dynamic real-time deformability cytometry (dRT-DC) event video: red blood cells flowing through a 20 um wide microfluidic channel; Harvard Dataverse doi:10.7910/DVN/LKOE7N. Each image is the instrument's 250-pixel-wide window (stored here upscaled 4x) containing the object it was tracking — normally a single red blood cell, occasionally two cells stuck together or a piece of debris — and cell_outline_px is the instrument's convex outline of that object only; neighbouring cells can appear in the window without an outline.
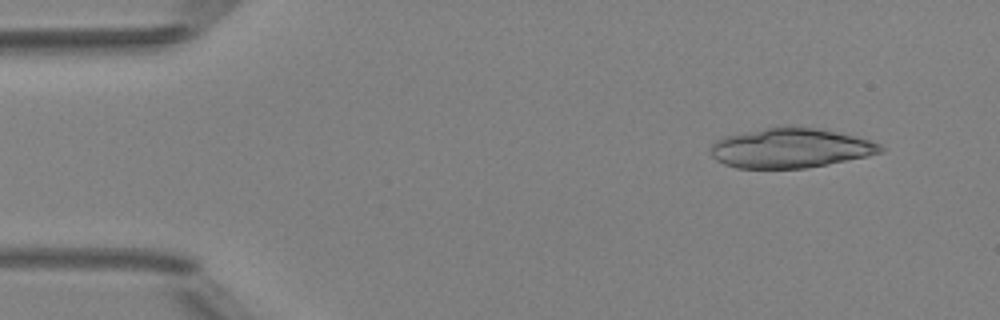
{"species": "Egyptian fruit bat (a non-hibernating species)", "species_latin": "Rousettus aegyptiacus", "temperature_condition": "room temperature", "stored_images_in_passage": 5, "camera_frame_rate_fps": 3000, "um_per_image_px": 0.085, "animal": {"sex": "female"}, "frame": {"image": 1, "passage_image": 1, "time_ms": 0.0, "image_size_px": [1000, 320], "cell_outline_px": [[884, 152], [868, 156], [804, 168], [736, 168], [724, 164], [716, 160], [712, 156], [712, 144], [716, 140], [724, 136], [764, 128], [788, 124], [820, 128], [856, 136], [880, 144], [884, 148]], "centroid_in_image_um": [67.2, 12.56], "position_along_channel_um": 17.8, "area_um2": 39.54}}